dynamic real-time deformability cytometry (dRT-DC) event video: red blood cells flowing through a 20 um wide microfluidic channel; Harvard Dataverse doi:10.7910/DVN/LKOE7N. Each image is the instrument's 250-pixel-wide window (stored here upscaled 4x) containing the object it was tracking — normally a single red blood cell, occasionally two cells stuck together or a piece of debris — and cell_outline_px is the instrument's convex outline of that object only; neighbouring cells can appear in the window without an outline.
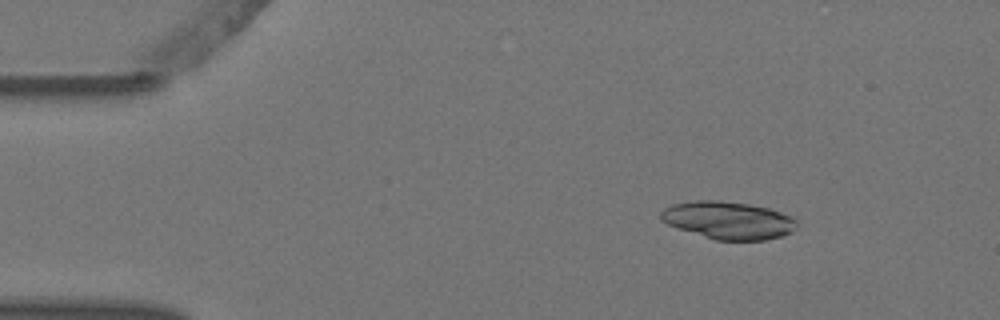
{"species": "Egyptian fruit bat (a non-hibernating species)", "species_latin": "Rousettus aegyptiacus", "temperature_condition": "warm", "stored_images_in_passage": 3, "camera_frame_rate_fps": 3000, "um_per_image_px": 0.085, "animal": {"sex": "female"}, "frame": {"image": 1, "passage_image": 1, "time_ms": 0.0, "image_size_px": [1000, 320], "cell_outline_px": [[796, 228], [780, 236], [764, 240], [716, 240], [676, 228], [660, 220], [660, 212], [664, 208], [672, 204], [696, 200], [720, 200], [748, 204], [768, 208], [792, 216], [796, 220]], "centroid_in_image_um": [61.86, 18.71], "position_along_channel_um": 23.1, "area_um2": 29.71}}